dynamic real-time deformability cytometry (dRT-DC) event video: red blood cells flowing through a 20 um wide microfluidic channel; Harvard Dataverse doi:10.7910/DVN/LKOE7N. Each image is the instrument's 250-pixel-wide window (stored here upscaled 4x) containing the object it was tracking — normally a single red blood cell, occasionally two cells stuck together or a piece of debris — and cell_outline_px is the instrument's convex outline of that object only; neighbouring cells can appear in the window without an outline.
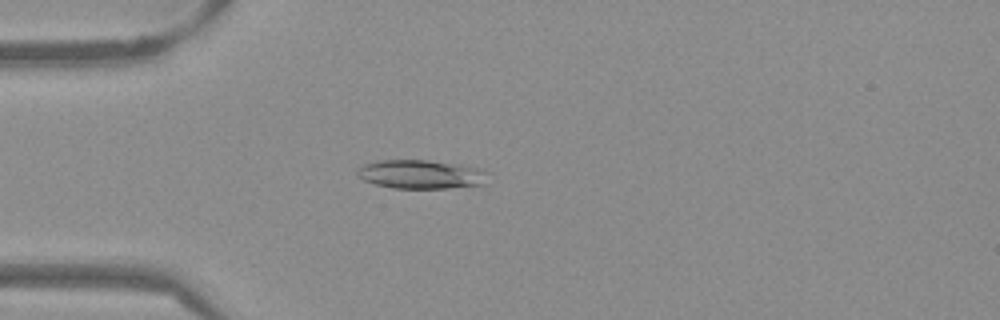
{"species": "Egyptian fruit bat (a non-hibernating species)", "species_latin": "Rousettus aegyptiacus", "temperature_condition": "warm", "stored_images_in_passage": 52, "camera_frame_rate_fps": 3000, "um_per_image_px": 0.085, "frame": {"image": 1, "passage_image": 14, "time_ms": 4.333, "image_size_px": [1000, 320], "cell_outline_px": [[492, 172], [488, 184], [444, 188], [392, 188], [376, 184], [364, 180], [356, 176], [356, 168], [364, 164], [376, 160], [428, 160], [460, 164], [480, 168]], "centroid_in_image_um": [35.85, 14.81], "position_along_channel_um": 49.1, "area_um2": 22.54}}
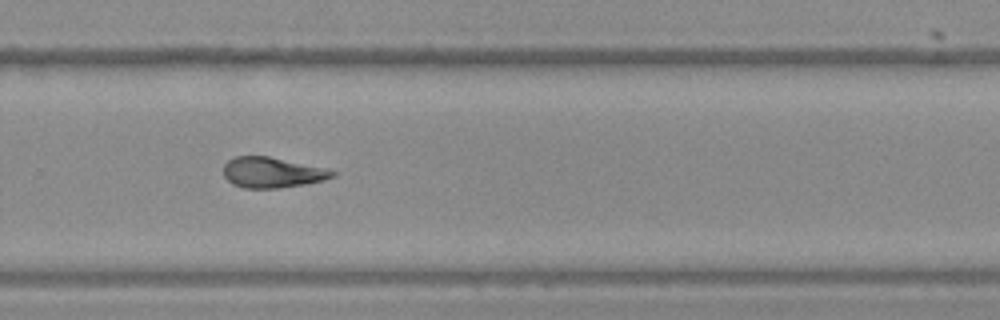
{"frame": {"image": 2, "passage_image": 35, "time_ms": 11.333, "image_size_px": [1000, 320], "cell_outline_px": [[336, 176], [324, 180], [304, 184], [280, 188], [244, 188], [232, 184], [224, 176], [224, 164], [228, 160], [236, 156], [268, 156], [328, 168], [336, 172]], "centroid_in_image_um": [23.16, 14.66], "position_along_channel_um": 306.6, "area_um2": 19.48}}
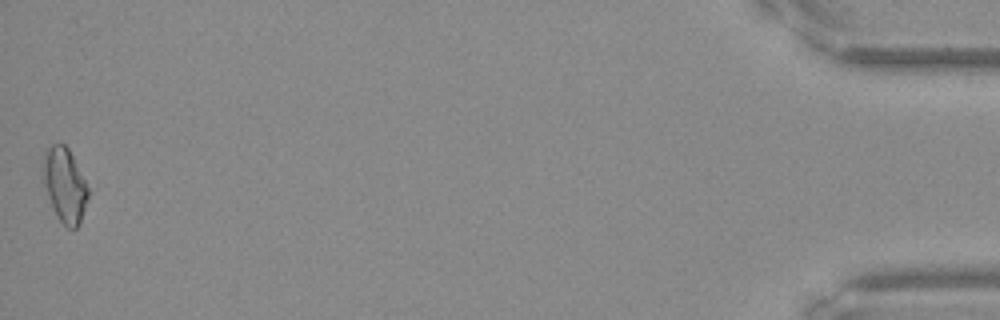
{"frame": {"image": 3, "passage_image": 52, "time_ms": 17.0, "image_size_px": [1000, 320], "cell_outline_px": [[88, 196], [80, 224], [76, 228], [68, 228], [60, 220], [52, 208], [40, 180], [40, 160], [44, 148], [52, 144], [64, 144], [68, 148], [88, 188]], "centroid_in_image_um": [5.4, 15.68], "position_along_channel_um": 429.8, "area_um2": 20.11}, "authors_computed_cell_mechanics": {"area_um2": 19.9699, "velocity_mm_per_s": 3.8488, "shape_relaxation_time_tau1_ms": null, "shape_relaxation_time_tau2_ms": 2.8961, "deformation_change_tau1": null, "deformation_change_tau2": 0.1004}}